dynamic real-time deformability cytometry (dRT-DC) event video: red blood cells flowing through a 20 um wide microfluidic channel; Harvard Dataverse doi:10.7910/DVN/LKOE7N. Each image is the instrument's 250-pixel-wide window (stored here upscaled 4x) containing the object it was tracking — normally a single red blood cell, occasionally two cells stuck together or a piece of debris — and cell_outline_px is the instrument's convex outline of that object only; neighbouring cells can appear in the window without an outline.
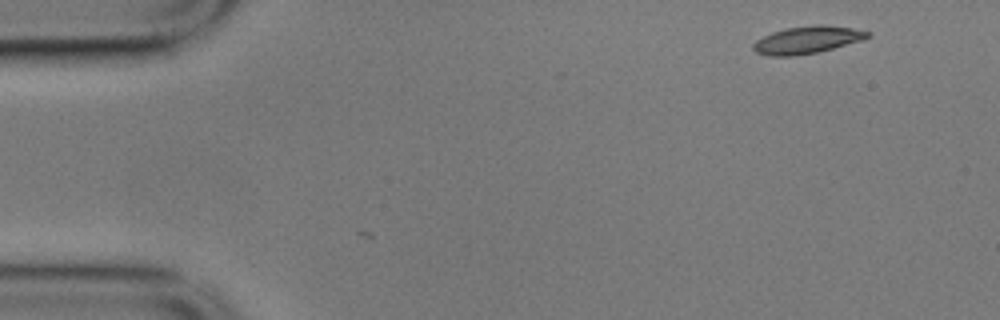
{"species": "common noctule bat (a hibernating species)", "species_latin": "Nyctalus noctula", "temperature_condition": "cold", "stored_images_in_passage": 2, "camera_frame_rate_fps": 3000, "um_per_image_px": 0.085, "animal": {"sex": "male", "body_mass_g": 17.9}, "frame": {"image": 1, "passage_image": 2, "time_ms": 0.333, "image_size_px": [1000, 320], "cell_outline_px": [[872, 36], [864, 40], [816, 52], [792, 56], [768, 56], [756, 52], [752, 48], [752, 44], [756, 40], [772, 32], [788, 28], [812, 24], [824, 24], [852, 28], [872, 32]], "centroid_in_image_um": [68.64, 3.38], "position_along_channel_um": 16.4, "area_um2": 18.32}}